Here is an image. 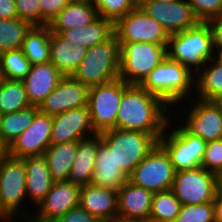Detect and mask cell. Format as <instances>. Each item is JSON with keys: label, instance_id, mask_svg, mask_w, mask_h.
<instances>
[{"label": "cell", "instance_id": "24", "mask_svg": "<svg viewBox=\"0 0 222 222\" xmlns=\"http://www.w3.org/2000/svg\"><path fill=\"white\" fill-rule=\"evenodd\" d=\"M88 48L68 42L58 34L51 32L50 36V62L64 75L70 76L77 70L84 59Z\"/></svg>", "mask_w": 222, "mask_h": 222}, {"label": "cell", "instance_id": "38", "mask_svg": "<svg viewBox=\"0 0 222 222\" xmlns=\"http://www.w3.org/2000/svg\"><path fill=\"white\" fill-rule=\"evenodd\" d=\"M200 22L222 16V0H187Z\"/></svg>", "mask_w": 222, "mask_h": 222}, {"label": "cell", "instance_id": "26", "mask_svg": "<svg viewBox=\"0 0 222 222\" xmlns=\"http://www.w3.org/2000/svg\"><path fill=\"white\" fill-rule=\"evenodd\" d=\"M98 17L92 2L70 1L47 25L50 31L85 27Z\"/></svg>", "mask_w": 222, "mask_h": 222}, {"label": "cell", "instance_id": "49", "mask_svg": "<svg viewBox=\"0 0 222 222\" xmlns=\"http://www.w3.org/2000/svg\"><path fill=\"white\" fill-rule=\"evenodd\" d=\"M149 0H131L133 6L135 8H141L144 4H146Z\"/></svg>", "mask_w": 222, "mask_h": 222}, {"label": "cell", "instance_id": "44", "mask_svg": "<svg viewBox=\"0 0 222 222\" xmlns=\"http://www.w3.org/2000/svg\"><path fill=\"white\" fill-rule=\"evenodd\" d=\"M15 0H0V19L17 18Z\"/></svg>", "mask_w": 222, "mask_h": 222}, {"label": "cell", "instance_id": "34", "mask_svg": "<svg viewBox=\"0 0 222 222\" xmlns=\"http://www.w3.org/2000/svg\"><path fill=\"white\" fill-rule=\"evenodd\" d=\"M32 27L18 17L0 19V53L21 48L26 34Z\"/></svg>", "mask_w": 222, "mask_h": 222}, {"label": "cell", "instance_id": "15", "mask_svg": "<svg viewBox=\"0 0 222 222\" xmlns=\"http://www.w3.org/2000/svg\"><path fill=\"white\" fill-rule=\"evenodd\" d=\"M141 8L160 23L169 35L182 32L199 22L187 0L170 2L149 0Z\"/></svg>", "mask_w": 222, "mask_h": 222}, {"label": "cell", "instance_id": "52", "mask_svg": "<svg viewBox=\"0 0 222 222\" xmlns=\"http://www.w3.org/2000/svg\"><path fill=\"white\" fill-rule=\"evenodd\" d=\"M71 1H83V2H92L93 3V0H71Z\"/></svg>", "mask_w": 222, "mask_h": 222}, {"label": "cell", "instance_id": "27", "mask_svg": "<svg viewBox=\"0 0 222 222\" xmlns=\"http://www.w3.org/2000/svg\"><path fill=\"white\" fill-rule=\"evenodd\" d=\"M68 42L81 44L88 49L108 40L114 34V23L98 16L85 27L71 28L64 31H50Z\"/></svg>", "mask_w": 222, "mask_h": 222}, {"label": "cell", "instance_id": "28", "mask_svg": "<svg viewBox=\"0 0 222 222\" xmlns=\"http://www.w3.org/2000/svg\"><path fill=\"white\" fill-rule=\"evenodd\" d=\"M78 149V141L50 144L44 156L54 182L67 181Z\"/></svg>", "mask_w": 222, "mask_h": 222}, {"label": "cell", "instance_id": "7", "mask_svg": "<svg viewBox=\"0 0 222 222\" xmlns=\"http://www.w3.org/2000/svg\"><path fill=\"white\" fill-rule=\"evenodd\" d=\"M25 180L24 158H15L9 155L0 162V213L9 222L14 218L17 220L15 215L17 217L19 215L20 219L21 217L25 219L24 222L31 218L30 212H26L25 207L22 211L20 210L21 203L27 199ZM19 210L21 214L18 213Z\"/></svg>", "mask_w": 222, "mask_h": 222}, {"label": "cell", "instance_id": "31", "mask_svg": "<svg viewBox=\"0 0 222 222\" xmlns=\"http://www.w3.org/2000/svg\"><path fill=\"white\" fill-rule=\"evenodd\" d=\"M38 111L37 106H30L14 113L2 114L1 139L10 146L31 125Z\"/></svg>", "mask_w": 222, "mask_h": 222}, {"label": "cell", "instance_id": "4", "mask_svg": "<svg viewBox=\"0 0 222 222\" xmlns=\"http://www.w3.org/2000/svg\"><path fill=\"white\" fill-rule=\"evenodd\" d=\"M120 67V45L113 34L108 40L87 50L73 77L88 88L118 78Z\"/></svg>", "mask_w": 222, "mask_h": 222}, {"label": "cell", "instance_id": "43", "mask_svg": "<svg viewBox=\"0 0 222 222\" xmlns=\"http://www.w3.org/2000/svg\"><path fill=\"white\" fill-rule=\"evenodd\" d=\"M212 32L213 48H222V16L207 21Z\"/></svg>", "mask_w": 222, "mask_h": 222}, {"label": "cell", "instance_id": "45", "mask_svg": "<svg viewBox=\"0 0 222 222\" xmlns=\"http://www.w3.org/2000/svg\"><path fill=\"white\" fill-rule=\"evenodd\" d=\"M214 222H222V191H217L213 201Z\"/></svg>", "mask_w": 222, "mask_h": 222}, {"label": "cell", "instance_id": "30", "mask_svg": "<svg viewBox=\"0 0 222 222\" xmlns=\"http://www.w3.org/2000/svg\"><path fill=\"white\" fill-rule=\"evenodd\" d=\"M211 63V64H208ZM195 75V94L197 99L214 100L222 93V65L211 58Z\"/></svg>", "mask_w": 222, "mask_h": 222}, {"label": "cell", "instance_id": "1", "mask_svg": "<svg viewBox=\"0 0 222 222\" xmlns=\"http://www.w3.org/2000/svg\"><path fill=\"white\" fill-rule=\"evenodd\" d=\"M168 105L150 94L141 85L125 82V92L119 104L116 128L162 135L171 114Z\"/></svg>", "mask_w": 222, "mask_h": 222}, {"label": "cell", "instance_id": "13", "mask_svg": "<svg viewBox=\"0 0 222 222\" xmlns=\"http://www.w3.org/2000/svg\"><path fill=\"white\" fill-rule=\"evenodd\" d=\"M193 98V107L188 112L185 124L188 133L199 136L205 142L222 139V108L213 100ZM196 103V104H195Z\"/></svg>", "mask_w": 222, "mask_h": 222}, {"label": "cell", "instance_id": "21", "mask_svg": "<svg viewBox=\"0 0 222 222\" xmlns=\"http://www.w3.org/2000/svg\"><path fill=\"white\" fill-rule=\"evenodd\" d=\"M63 76L51 62L31 65L29 73L22 80L30 105L38 107L57 87Z\"/></svg>", "mask_w": 222, "mask_h": 222}, {"label": "cell", "instance_id": "9", "mask_svg": "<svg viewBox=\"0 0 222 222\" xmlns=\"http://www.w3.org/2000/svg\"><path fill=\"white\" fill-rule=\"evenodd\" d=\"M170 119L159 138V145L169 155L171 163L176 172L201 167L204 150L207 142L199 136L188 133L183 127L176 126L172 131L167 129L171 126Z\"/></svg>", "mask_w": 222, "mask_h": 222}, {"label": "cell", "instance_id": "16", "mask_svg": "<svg viewBox=\"0 0 222 222\" xmlns=\"http://www.w3.org/2000/svg\"><path fill=\"white\" fill-rule=\"evenodd\" d=\"M52 116L38 111L31 125L9 146L15 158L43 155L51 144Z\"/></svg>", "mask_w": 222, "mask_h": 222}, {"label": "cell", "instance_id": "48", "mask_svg": "<svg viewBox=\"0 0 222 222\" xmlns=\"http://www.w3.org/2000/svg\"><path fill=\"white\" fill-rule=\"evenodd\" d=\"M217 189L222 191V169L216 174Z\"/></svg>", "mask_w": 222, "mask_h": 222}, {"label": "cell", "instance_id": "54", "mask_svg": "<svg viewBox=\"0 0 222 222\" xmlns=\"http://www.w3.org/2000/svg\"><path fill=\"white\" fill-rule=\"evenodd\" d=\"M1 118H2V114L0 113V127H1Z\"/></svg>", "mask_w": 222, "mask_h": 222}, {"label": "cell", "instance_id": "3", "mask_svg": "<svg viewBox=\"0 0 222 222\" xmlns=\"http://www.w3.org/2000/svg\"><path fill=\"white\" fill-rule=\"evenodd\" d=\"M212 32L207 22L169 36L167 56L195 74L214 56Z\"/></svg>", "mask_w": 222, "mask_h": 222}, {"label": "cell", "instance_id": "32", "mask_svg": "<svg viewBox=\"0 0 222 222\" xmlns=\"http://www.w3.org/2000/svg\"><path fill=\"white\" fill-rule=\"evenodd\" d=\"M22 80L0 79V113H14L30 107Z\"/></svg>", "mask_w": 222, "mask_h": 222}, {"label": "cell", "instance_id": "37", "mask_svg": "<svg viewBox=\"0 0 222 222\" xmlns=\"http://www.w3.org/2000/svg\"><path fill=\"white\" fill-rule=\"evenodd\" d=\"M174 222H214L213 201L202 204L182 205Z\"/></svg>", "mask_w": 222, "mask_h": 222}, {"label": "cell", "instance_id": "47", "mask_svg": "<svg viewBox=\"0 0 222 222\" xmlns=\"http://www.w3.org/2000/svg\"><path fill=\"white\" fill-rule=\"evenodd\" d=\"M213 50L217 53H213L215 56H213V59L222 65V48H213ZM217 54V56H216Z\"/></svg>", "mask_w": 222, "mask_h": 222}, {"label": "cell", "instance_id": "18", "mask_svg": "<svg viewBox=\"0 0 222 222\" xmlns=\"http://www.w3.org/2000/svg\"><path fill=\"white\" fill-rule=\"evenodd\" d=\"M96 135L88 105L52 116L51 144L79 141Z\"/></svg>", "mask_w": 222, "mask_h": 222}, {"label": "cell", "instance_id": "11", "mask_svg": "<svg viewBox=\"0 0 222 222\" xmlns=\"http://www.w3.org/2000/svg\"><path fill=\"white\" fill-rule=\"evenodd\" d=\"M114 35L119 43L146 42L167 45L168 32L147 15L142 8H134L114 23Z\"/></svg>", "mask_w": 222, "mask_h": 222}, {"label": "cell", "instance_id": "19", "mask_svg": "<svg viewBox=\"0 0 222 222\" xmlns=\"http://www.w3.org/2000/svg\"><path fill=\"white\" fill-rule=\"evenodd\" d=\"M153 194L127 180L118 190L117 222L148 221Z\"/></svg>", "mask_w": 222, "mask_h": 222}, {"label": "cell", "instance_id": "20", "mask_svg": "<svg viewBox=\"0 0 222 222\" xmlns=\"http://www.w3.org/2000/svg\"><path fill=\"white\" fill-rule=\"evenodd\" d=\"M118 191L88 184L80 188L79 205L100 222H117Z\"/></svg>", "mask_w": 222, "mask_h": 222}, {"label": "cell", "instance_id": "41", "mask_svg": "<svg viewBox=\"0 0 222 222\" xmlns=\"http://www.w3.org/2000/svg\"><path fill=\"white\" fill-rule=\"evenodd\" d=\"M71 0H40L41 26H47L50 21L70 2Z\"/></svg>", "mask_w": 222, "mask_h": 222}, {"label": "cell", "instance_id": "29", "mask_svg": "<svg viewBox=\"0 0 222 222\" xmlns=\"http://www.w3.org/2000/svg\"><path fill=\"white\" fill-rule=\"evenodd\" d=\"M50 36L48 26H33L26 34L21 49L31 65L50 62Z\"/></svg>", "mask_w": 222, "mask_h": 222}, {"label": "cell", "instance_id": "25", "mask_svg": "<svg viewBox=\"0 0 222 222\" xmlns=\"http://www.w3.org/2000/svg\"><path fill=\"white\" fill-rule=\"evenodd\" d=\"M99 148V134L78 141V149L68 182L86 186L92 182L95 160Z\"/></svg>", "mask_w": 222, "mask_h": 222}, {"label": "cell", "instance_id": "5", "mask_svg": "<svg viewBox=\"0 0 222 222\" xmlns=\"http://www.w3.org/2000/svg\"><path fill=\"white\" fill-rule=\"evenodd\" d=\"M100 136L102 142L113 152L116 164L129 176L159 144L162 135L115 128L100 133Z\"/></svg>", "mask_w": 222, "mask_h": 222}, {"label": "cell", "instance_id": "6", "mask_svg": "<svg viewBox=\"0 0 222 222\" xmlns=\"http://www.w3.org/2000/svg\"><path fill=\"white\" fill-rule=\"evenodd\" d=\"M118 78L140 85L150 72L167 57V45L146 42L119 43Z\"/></svg>", "mask_w": 222, "mask_h": 222}, {"label": "cell", "instance_id": "51", "mask_svg": "<svg viewBox=\"0 0 222 222\" xmlns=\"http://www.w3.org/2000/svg\"><path fill=\"white\" fill-rule=\"evenodd\" d=\"M0 220L4 222H9L1 213H0Z\"/></svg>", "mask_w": 222, "mask_h": 222}, {"label": "cell", "instance_id": "35", "mask_svg": "<svg viewBox=\"0 0 222 222\" xmlns=\"http://www.w3.org/2000/svg\"><path fill=\"white\" fill-rule=\"evenodd\" d=\"M30 68L31 63L21 48L0 53V79L23 80Z\"/></svg>", "mask_w": 222, "mask_h": 222}, {"label": "cell", "instance_id": "22", "mask_svg": "<svg viewBox=\"0 0 222 222\" xmlns=\"http://www.w3.org/2000/svg\"><path fill=\"white\" fill-rule=\"evenodd\" d=\"M24 166L27 199L29 198L36 208L49 193L54 181L44 155L24 157Z\"/></svg>", "mask_w": 222, "mask_h": 222}, {"label": "cell", "instance_id": "14", "mask_svg": "<svg viewBox=\"0 0 222 222\" xmlns=\"http://www.w3.org/2000/svg\"><path fill=\"white\" fill-rule=\"evenodd\" d=\"M80 186L68 181L54 182L49 193L37 205L36 216L27 222H55L72 208L79 206Z\"/></svg>", "mask_w": 222, "mask_h": 222}, {"label": "cell", "instance_id": "36", "mask_svg": "<svg viewBox=\"0 0 222 222\" xmlns=\"http://www.w3.org/2000/svg\"><path fill=\"white\" fill-rule=\"evenodd\" d=\"M98 16L115 23L135 7L131 0H93Z\"/></svg>", "mask_w": 222, "mask_h": 222}, {"label": "cell", "instance_id": "33", "mask_svg": "<svg viewBox=\"0 0 222 222\" xmlns=\"http://www.w3.org/2000/svg\"><path fill=\"white\" fill-rule=\"evenodd\" d=\"M181 206V202L172 190L155 192L152 197L149 221L174 222Z\"/></svg>", "mask_w": 222, "mask_h": 222}, {"label": "cell", "instance_id": "23", "mask_svg": "<svg viewBox=\"0 0 222 222\" xmlns=\"http://www.w3.org/2000/svg\"><path fill=\"white\" fill-rule=\"evenodd\" d=\"M128 177L120 165L116 164L113 152L102 142L99 134V148L91 183L118 191Z\"/></svg>", "mask_w": 222, "mask_h": 222}, {"label": "cell", "instance_id": "53", "mask_svg": "<svg viewBox=\"0 0 222 222\" xmlns=\"http://www.w3.org/2000/svg\"><path fill=\"white\" fill-rule=\"evenodd\" d=\"M157 1L170 2V1H173V0H157Z\"/></svg>", "mask_w": 222, "mask_h": 222}, {"label": "cell", "instance_id": "50", "mask_svg": "<svg viewBox=\"0 0 222 222\" xmlns=\"http://www.w3.org/2000/svg\"><path fill=\"white\" fill-rule=\"evenodd\" d=\"M220 108H222V93L213 100Z\"/></svg>", "mask_w": 222, "mask_h": 222}, {"label": "cell", "instance_id": "2", "mask_svg": "<svg viewBox=\"0 0 222 222\" xmlns=\"http://www.w3.org/2000/svg\"><path fill=\"white\" fill-rule=\"evenodd\" d=\"M193 84L195 73L167 56L140 85L171 107L179 102L181 106L185 97L192 93Z\"/></svg>", "mask_w": 222, "mask_h": 222}, {"label": "cell", "instance_id": "46", "mask_svg": "<svg viewBox=\"0 0 222 222\" xmlns=\"http://www.w3.org/2000/svg\"><path fill=\"white\" fill-rule=\"evenodd\" d=\"M9 156V146L0 137V162Z\"/></svg>", "mask_w": 222, "mask_h": 222}, {"label": "cell", "instance_id": "39", "mask_svg": "<svg viewBox=\"0 0 222 222\" xmlns=\"http://www.w3.org/2000/svg\"><path fill=\"white\" fill-rule=\"evenodd\" d=\"M201 167L215 174L222 169V139L207 142Z\"/></svg>", "mask_w": 222, "mask_h": 222}, {"label": "cell", "instance_id": "12", "mask_svg": "<svg viewBox=\"0 0 222 222\" xmlns=\"http://www.w3.org/2000/svg\"><path fill=\"white\" fill-rule=\"evenodd\" d=\"M171 190L181 205L212 202L218 191L216 174L203 167L176 172Z\"/></svg>", "mask_w": 222, "mask_h": 222}, {"label": "cell", "instance_id": "42", "mask_svg": "<svg viewBox=\"0 0 222 222\" xmlns=\"http://www.w3.org/2000/svg\"><path fill=\"white\" fill-rule=\"evenodd\" d=\"M55 222H100L96 217L84 210L80 205L72 208Z\"/></svg>", "mask_w": 222, "mask_h": 222}, {"label": "cell", "instance_id": "10", "mask_svg": "<svg viewBox=\"0 0 222 222\" xmlns=\"http://www.w3.org/2000/svg\"><path fill=\"white\" fill-rule=\"evenodd\" d=\"M176 171L169 155L158 144L133 170L128 180L149 191L171 190Z\"/></svg>", "mask_w": 222, "mask_h": 222}, {"label": "cell", "instance_id": "17", "mask_svg": "<svg viewBox=\"0 0 222 222\" xmlns=\"http://www.w3.org/2000/svg\"><path fill=\"white\" fill-rule=\"evenodd\" d=\"M88 87L72 75L63 76L57 87L41 102L38 110L50 116L87 105Z\"/></svg>", "mask_w": 222, "mask_h": 222}, {"label": "cell", "instance_id": "40", "mask_svg": "<svg viewBox=\"0 0 222 222\" xmlns=\"http://www.w3.org/2000/svg\"><path fill=\"white\" fill-rule=\"evenodd\" d=\"M18 18L31 24L41 26L40 0H15Z\"/></svg>", "mask_w": 222, "mask_h": 222}, {"label": "cell", "instance_id": "8", "mask_svg": "<svg viewBox=\"0 0 222 222\" xmlns=\"http://www.w3.org/2000/svg\"><path fill=\"white\" fill-rule=\"evenodd\" d=\"M124 92L125 82L120 78L88 88L87 105L96 134L116 128L119 104Z\"/></svg>", "mask_w": 222, "mask_h": 222}]
</instances>
